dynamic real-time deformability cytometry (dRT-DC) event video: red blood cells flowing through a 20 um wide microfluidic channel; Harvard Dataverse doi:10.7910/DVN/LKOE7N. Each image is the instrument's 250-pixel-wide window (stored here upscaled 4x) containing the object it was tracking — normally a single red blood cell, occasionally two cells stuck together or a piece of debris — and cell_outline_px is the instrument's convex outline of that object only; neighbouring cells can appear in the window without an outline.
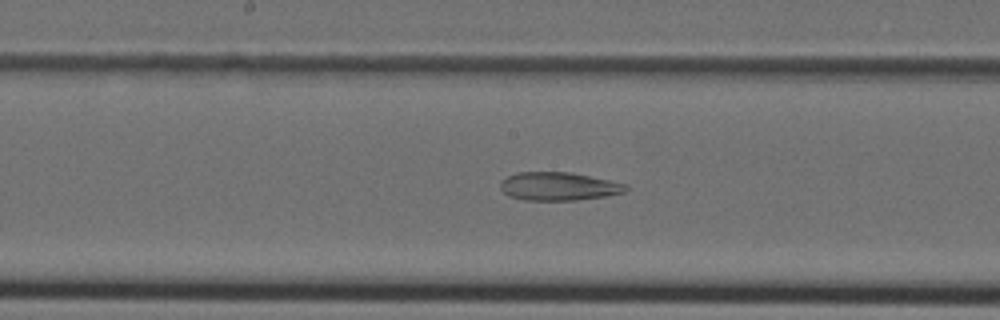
{"species": "Egyptian fruit bat (a non-hibernating species)", "species_latin": "Rousettus aegyptiacus", "temperature_condition": "cold", "stored_images_in_passage": 46, "camera_frame_rate_fps": 3000, "um_per_image_px": 0.085, "animal": {"sex": "female"}, "frame": {"image": 1, "passage_image": 23, "time_ms": 7.333, "image_size_px": [1000, 320], "cell_outline_px": [[628, 188], [624, 192], [604, 196], [576, 200], [524, 200], [508, 196], [500, 188], [500, 180], [516, 172], [572, 172], [628, 184]], "centroid_in_image_um": [47.46, 15.83], "position_along_channel_um": 200.7, "area_um2": 20.75}}
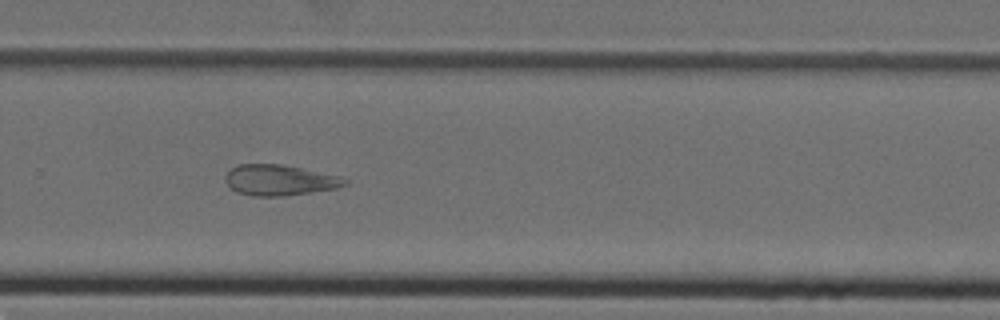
{"frame": {"image": 2, "passage_image": 30, "time_ms": 9.667, "image_size_px": [1000, 320], "cell_outline_px": [[348, 184], [336, 188], [284, 196], [252, 196], [236, 192], [224, 180], [224, 176], [232, 168], [240, 164], [280, 164], [344, 176], [348, 180]], "centroid_in_image_um": [23.79, 15.31], "position_along_channel_um": 306.0, "area_um2": 21.44}}
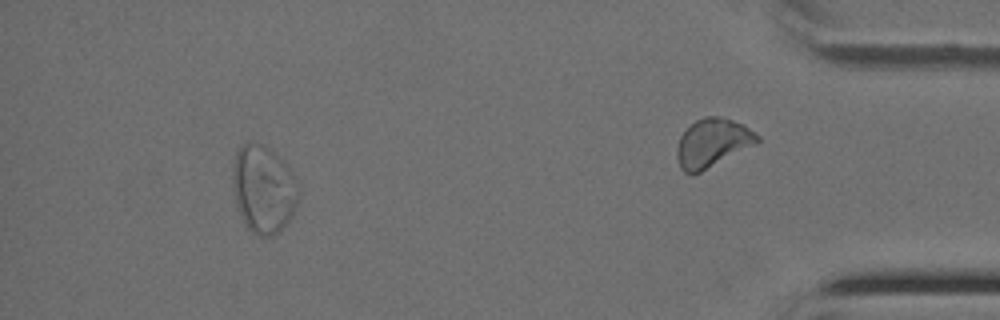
{"frame": {"image": 3, "passage_image": 41, "time_ms": 13.333, "image_size_px": [1000, 320], "cell_outline_px": [[300, 196], [292, 216], [272, 236], [256, 236], [244, 224], [240, 216], [236, 204], [232, 184], [232, 168], [236, 152], [240, 144], [260, 144], [268, 148], [288, 164], [300, 188]], "centroid_in_image_um": [22.39, 16.08], "position_along_channel_um": 412.8, "area_um2": 33.87}}